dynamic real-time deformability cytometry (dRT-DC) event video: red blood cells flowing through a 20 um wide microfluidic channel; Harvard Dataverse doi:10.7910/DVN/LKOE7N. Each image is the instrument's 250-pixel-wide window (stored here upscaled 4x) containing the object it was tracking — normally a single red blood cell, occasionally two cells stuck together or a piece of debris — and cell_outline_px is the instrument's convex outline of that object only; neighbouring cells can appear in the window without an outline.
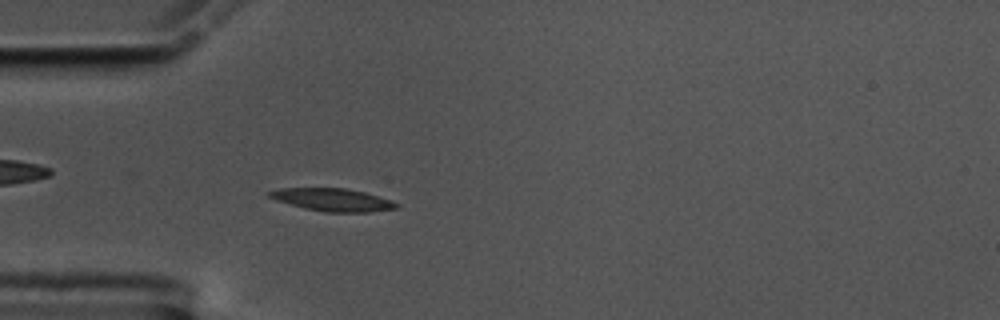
{"species": "common noctule bat (a hibernating species)", "species_latin": "Nyctalus noctula", "temperature_condition": "cold", "stored_images_in_passage": 50, "camera_frame_rate_fps": 3000, "um_per_image_px": 0.085, "animal": {"sex": "male", "body_mass_g": 17.5, "forearm_length_mm": 52.3}, "frame": {"image": 1, "passage_image": 9, "time_ms": 2.667, "image_size_px": [1000, 320], "cell_outline_px": [[400, 204], [396, 208], [368, 212], [324, 212], [304, 208], [276, 200], [268, 196], [268, 192], [280, 188], [344, 188], [364, 192]], "centroid_in_image_um": [28.23, 16.98], "position_along_channel_um": 56.8, "area_um2": 16.53}}
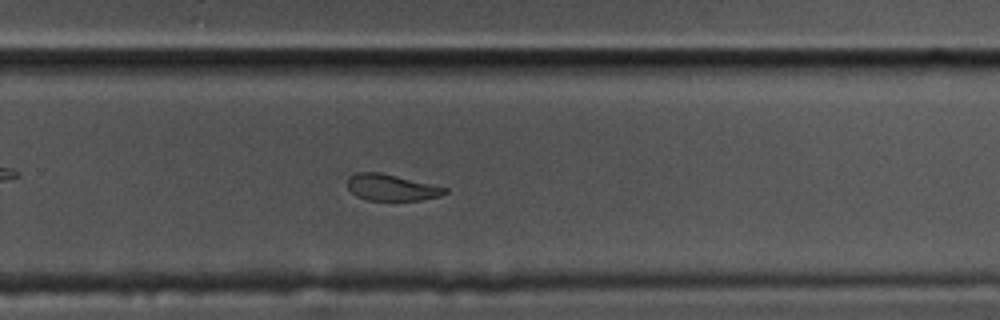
{"frame": {"image": 2, "passage_image": 30, "time_ms": 9.667, "image_size_px": [1000, 320], "cell_outline_px": [[448, 192], [440, 196], [420, 200], [368, 200], [356, 196], [348, 188], [348, 176], [356, 172], [380, 172], [448, 188]], "centroid_in_image_um": [33.26, 15.93], "position_along_channel_um": 296.5, "area_um2": 14.91}}
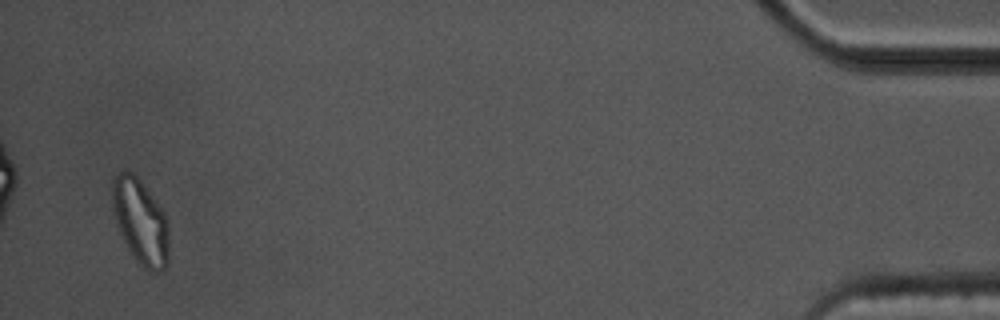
{"frame": {"image": 3, "passage_image": 48, "time_ms": 15.667, "image_size_px": [1000, 320], "cell_outline_px": [[168, 264], [160, 272], [148, 272], [136, 260], [128, 248], [120, 232], [112, 208], [112, 176], [124, 168], [132, 172], [140, 180], [164, 212], [168, 220]], "centroid_in_image_um": [11.94, 18.81], "position_along_channel_um": 423.3, "area_um2": 28.26}, "authors_computed_cell_mechanics": {"area_um2": 16.5597, "velocity_mm_per_s": 3.4966, "shape_relaxation_time_tau1_ms": 8.8251, "shape_relaxation_time_tau2_ms": 3.8789, "deformation_change_tau1": 0.2172, "deformation_change_tau2": 0.0845}}